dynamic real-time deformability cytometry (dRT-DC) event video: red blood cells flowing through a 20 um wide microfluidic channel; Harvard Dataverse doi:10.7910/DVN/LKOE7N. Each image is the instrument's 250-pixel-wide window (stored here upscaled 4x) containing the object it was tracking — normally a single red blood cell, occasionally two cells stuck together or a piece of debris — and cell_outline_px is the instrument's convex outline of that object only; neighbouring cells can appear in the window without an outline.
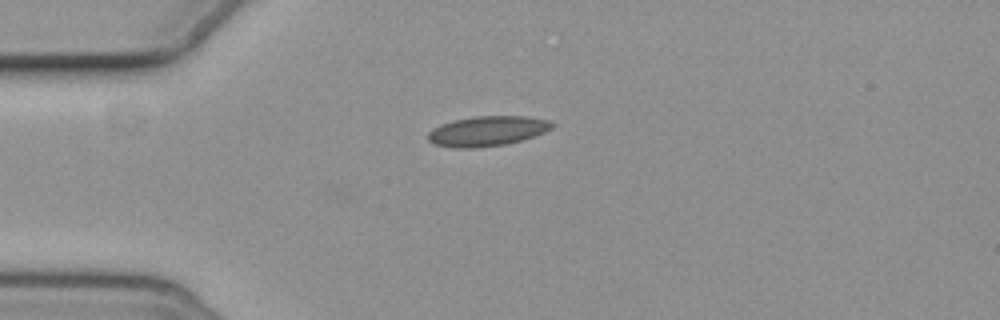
{"species": "common noctule bat (a hibernating species)", "species_latin": "Nyctalus noctula", "temperature_condition": "cold", "stored_images_in_passage": 2, "camera_frame_rate_fps": 3000, "um_per_image_px": 0.085, "animal": {"sex": "female", "body_mass_g": 19.3, "forearm_length_mm": 54.1}, "frame": {"image": 1, "passage_image": 1, "time_ms": 0.0, "image_size_px": [1000, 320], "cell_outline_px": [[556, 124], [552, 128], [544, 132], [524, 140], [504, 144], [476, 148], [452, 148], [432, 144], [428, 140], [428, 132], [432, 128], [440, 124], [452, 120], [472, 116], [528, 116], [552, 120]], "centroid_in_image_um": [41.42, 11.13], "position_along_channel_um": 43.6, "area_um2": 22.14}}